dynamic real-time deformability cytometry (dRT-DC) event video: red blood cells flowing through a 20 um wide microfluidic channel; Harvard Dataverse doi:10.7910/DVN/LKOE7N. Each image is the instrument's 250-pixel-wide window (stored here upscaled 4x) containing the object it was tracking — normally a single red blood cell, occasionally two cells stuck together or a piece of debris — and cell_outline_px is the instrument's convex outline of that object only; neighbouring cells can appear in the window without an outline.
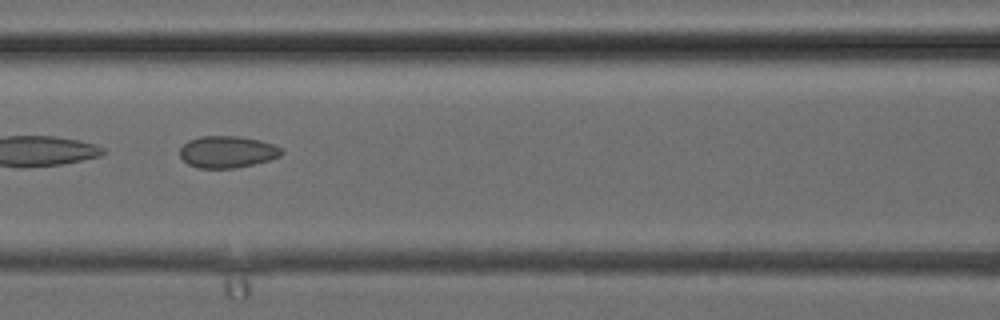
{"species": "common noctule bat (a hibernating species)", "species_latin": "Nyctalus noctula", "temperature_condition": "cold", "stored_images_in_passage": 36, "camera_frame_rate_fps": 3000, "um_per_image_px": 0.085, "animal": {"sex": "female", "body_mass_g": 24.6, "forearm_length_mm": 56.2}, "frame": {"image": 1, "passage_image": 16, "time_ms": 5.0, "image_size_px": [1000, 320], "cell_outline_px": [[284, 152], [280, 156], [268, 160], [236, 168], [200, 168], [188, 164], [180, 156], [180, 148], [188, 140], [200, 136], [240, 136], [260, 140], [276, 144], [284, 148]], "centroid_in_image_um": [19.36, 12.89], "position_along_channel_um": 147.2, "area_um2": 19.02}}
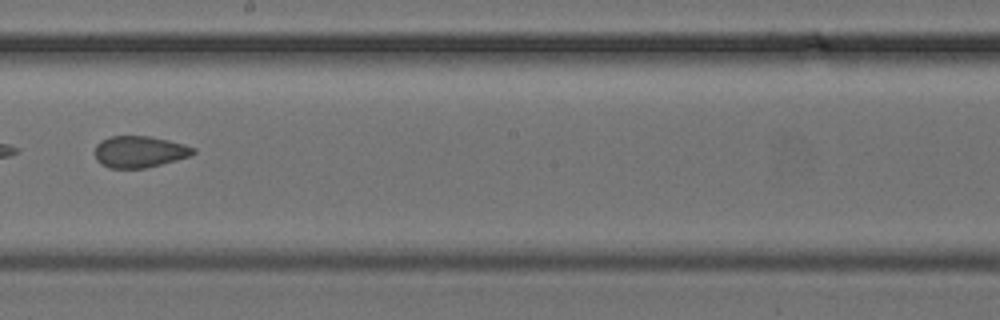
{"frame": {"image": 2, "passage_image": 21, "time_ms": 6.667, "image_size_px": [1000, 320], "cell_outline_px": [[196, 152], [188, 156], [176, 160], [144, 168], [108, 168], [100, 164], [96, 160], [92, 152], [96, 144], [100, 140], [108, 136], [148, 136], [168, 140], [184, 144], [196, 148]], "centroid_in_image_um": [11.78, 12.89], "position_along_channel_um": 236.4, "area_um2": 18.32}}